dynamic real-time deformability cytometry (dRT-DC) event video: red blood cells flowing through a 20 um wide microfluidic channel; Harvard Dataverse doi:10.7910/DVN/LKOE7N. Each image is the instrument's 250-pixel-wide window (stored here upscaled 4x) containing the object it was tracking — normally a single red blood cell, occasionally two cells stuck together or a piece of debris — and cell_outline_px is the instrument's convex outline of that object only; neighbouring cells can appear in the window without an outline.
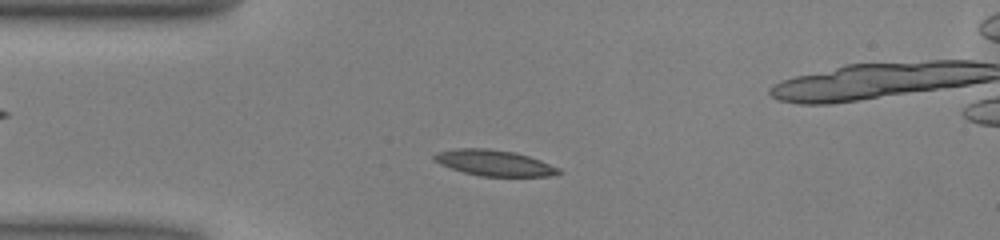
{"species": "common noctule bat (a hibernating species)", "species_latin": "Nyctalus noctula", "temperature_condition": "warm", "stored_images_in_passage": 48, "camera_frame_rate_fps": 3000, "um_per_image_px": 0.085, "animal": {"sex": "male", "body_mass_g": 13.0, "forearm_length_mm": 53.1}, "frame": {"image": 1, "passage_image": 9, "time_ms": 2.667, "image_size_px": [1000, 240], "cell_outline_px": [[564, 172], [548, 176], [480, 176], [464, 172], [440, 164], [432, 156], [436, 152], [456, 148], [488, 148], [516, 152], [540, 160], [560, 168]], "centroid_in_image_um": [42.03, 13.84], "position_along_channel_um": 43.0, "area_um2": 18.73}}
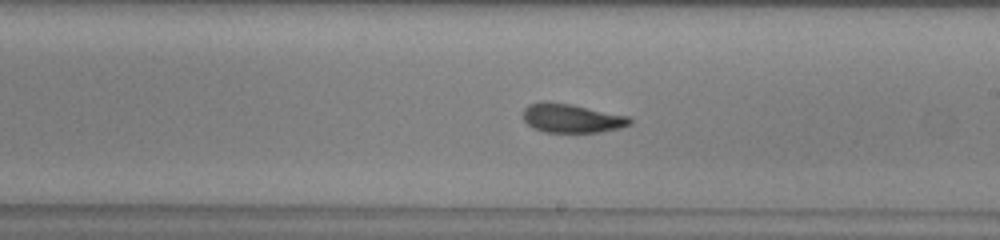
{"frame": {"image": 2, "passage_image": 25, "time_ms": 8.0, "image_size_px": [1000, 240], "cell_outline_px": [[632, 124], [620, 128], [600, 132], [544, 132], [532, 128], [524, 120], [524, 108], [528, 104], [544, 100], [548, 100], [572, 104], [632, 116]], "centroid_in_image_um": [48.62, 10.03], "position_along_channel_um": 240.4, "area_um2": 18.44}}
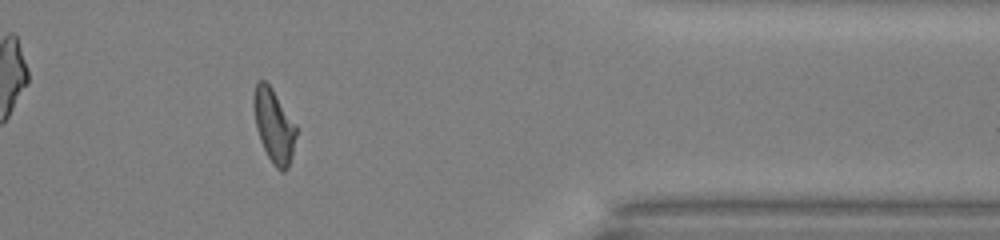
{"frame": {"image": 3, "passage_image": 38, "time_ms": 12.333, "image_size_px": [1000, 240], "cell_outline_px": [[296, 136], [292, 156], [288, 168], [284, 172], [280, 172], [272, 164], [260, 140], [256, 128], [252, 104], [252, 96], [256, 84], [260, 80], [264, 80], [272, 88], [296, 124]], "centroid_in_image_um": [23.27, 10.7], "position_along_channel_um": 388.1, "area_um2": 18.38}, "authors_computed_cell_mechanics": {"area_um2": 18.4093, "velocity_mm_per_s": 4.0102, "shape_relaxation_time_tau1_ms": 4.3394, "shape_relaxation_time_tau2_ms": 2.1537, "deformation_change_tau1": 0.1457, "deformation_change_tau2": 0.0991}}